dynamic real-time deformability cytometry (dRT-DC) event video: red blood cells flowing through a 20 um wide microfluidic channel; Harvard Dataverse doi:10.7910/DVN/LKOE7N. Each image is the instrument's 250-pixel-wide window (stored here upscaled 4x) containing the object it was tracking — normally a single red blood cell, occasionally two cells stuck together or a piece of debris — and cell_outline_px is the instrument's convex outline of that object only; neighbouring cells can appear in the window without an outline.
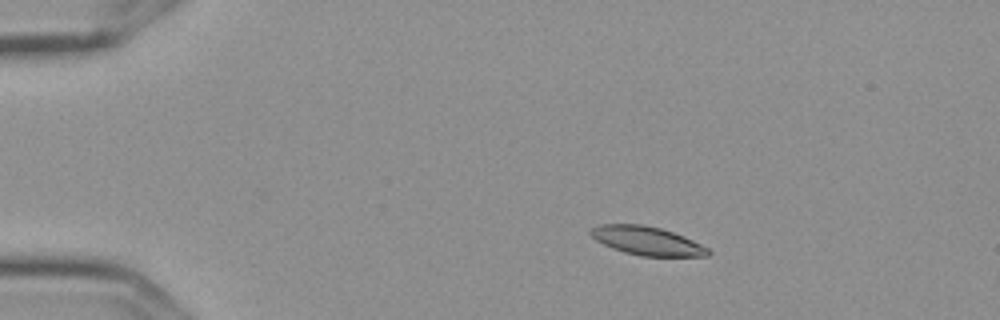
{"species": "Egyptian fruit bat (a non-hibernating species)", "species_latin": "Rousettus aegyptiacus", "temperature_condition": "cold", "stored_images_in_passage": 6, "camera_frame_rate_fps": 3000, "um_per_image_px": 0.085, "frame": {"image": 1, "passage_image": 3, "time_ms": 0.667, "image_size_px": [1000, 320], "cell_outline_px": [[712, 252], [708, 256], [640, 256], [624, 252], [612, 248], [596, 240], [588, 232], [592, 228], [600, 224], [640, 224], [660, 228], [684, 236], [708, 248]], "centroid_in_image_um": [54.99, 20.47], "position_along_channel_um": 30.0, "area_um2": 19.48}}